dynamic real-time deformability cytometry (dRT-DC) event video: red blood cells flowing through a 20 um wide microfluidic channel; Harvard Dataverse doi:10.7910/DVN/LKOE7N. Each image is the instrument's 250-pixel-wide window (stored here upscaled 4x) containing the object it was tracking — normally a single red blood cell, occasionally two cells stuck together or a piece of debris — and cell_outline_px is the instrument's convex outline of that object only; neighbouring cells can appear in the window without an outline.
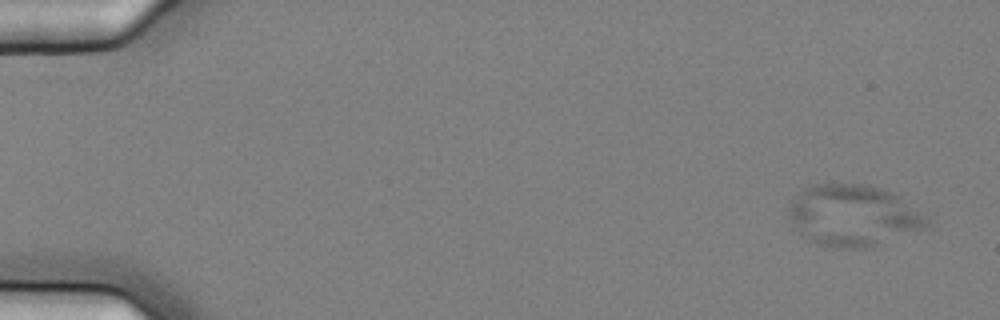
{"species": "common noctule bat (a hibernating species)", "species_latin": "Nyctalus noctula", "temperature_condition": "cold", "stored_images_in_passage": 10, "camera_frame_rate_fps": 3000, "um_per_image_px": 0.085, "animal": {"sex": "female", "body_mass_g": 25.1}, "frame": {"image": 1, "passage_image": 1, "time_ms": 0.0, "image_size_px": [1000, 320], "cell_outline_px": [[924, 224], [920, 228], [876, 244], [864, 248], [844, 248], [820, 244], [808, 240], [800, 236], [792, 224], [788, 216], [788, 208], [792, 200], [804, 188], [812, 184], [868, 184], [892, 192], [900, 196], [924, 220]], "centroid_in_image_um": [72.35, 18.29], "position_along_channel_um": 12.7, "area_um2": 47.97}}
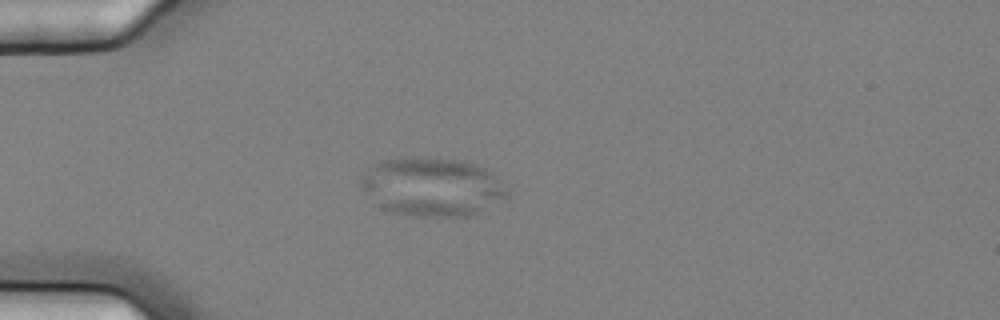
{"frame": {"image": 2, "passage_image": 4, "time_ms": 1.0, "image_size_px": [1000, 320], "cell_outline_px": [[508, 192], [504, 196], [468, 216], [412, 216], [380, 208], [364, 192], [360, 184], [360, 180], [376, 164], [384, 160], [404, 156], [428, 156], [456, 160], [472, 164], [484, 168], [496, 176]], "centroid_in_image_um": [36.66, 15.86], "position_along_channel_um": 48.3, "area_um2": 49.07}}